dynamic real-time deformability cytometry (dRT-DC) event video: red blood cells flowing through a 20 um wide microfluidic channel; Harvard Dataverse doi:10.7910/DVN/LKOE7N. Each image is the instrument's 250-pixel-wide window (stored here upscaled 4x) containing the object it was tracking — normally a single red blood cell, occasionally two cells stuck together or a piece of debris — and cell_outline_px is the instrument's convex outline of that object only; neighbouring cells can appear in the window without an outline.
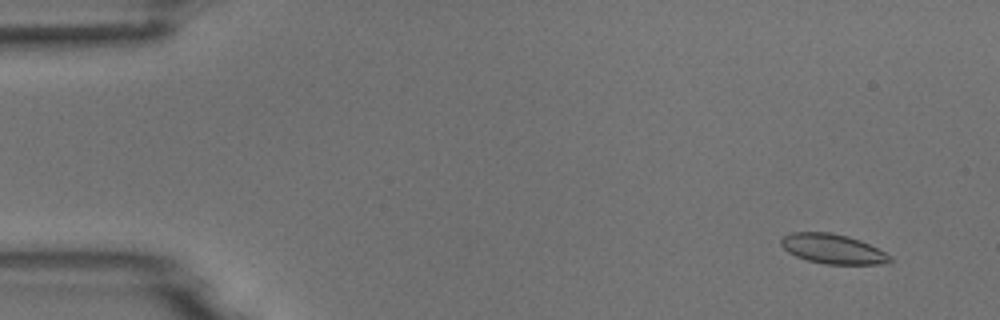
{"species": "common noctule bat (a hibernating species)", "species_latin": "Nyctalus noctula", "temperature_condition": "room temperature", "stored_images_in_passage": 6, "camera_frame_rate_fps": 3000, "um_per_image_px": 0.085, "animal": {"sex": "male", "body_mass_g": 18.8}, "frame": {"image": 1, "passage_image": 2, "time_ms": 1.0, "image_size_px": [1000, 320], "cell_outline_px": [[892, 260], [888, 264], [824, 264], [808, 260], [796, 256], [788, 252], [780, 244], [780, 240], [784, 236], [792, 232], [832, 232], [848, 236], [860, 240], [892, 256]], "centroid_in_image_um": [70.79, 21.16], "position_along_channel_um": 14.2, "area_um2": 18.84}}
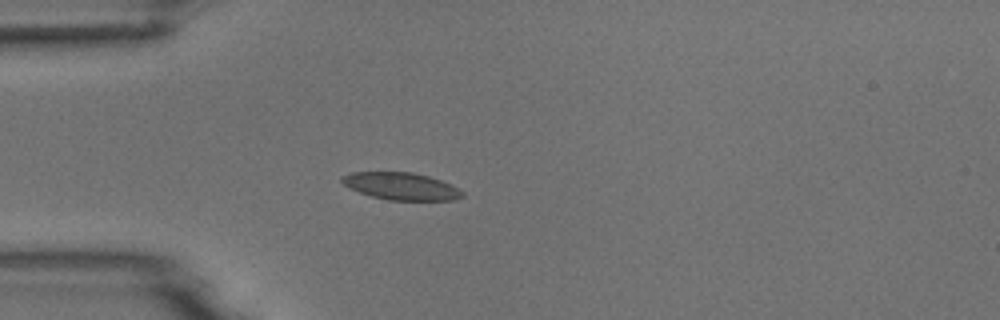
{"frame": {"image": 2, "passage_image": 5, "time_ms": 4.667, "image_size_px": [1000, 320], "cell_outline_px": [[464, 196], [452, 200], [388, 200], [372, 196], [360, 192], [344, 184], [340, 180], [340, 176], [352, 172], [412, 172], [428, 176], [440, 180], [464, 192]], "centroid_in_image_um": [34.08, 15.82], "position_along_channel_um": 50.9, "area_um2": 18.9}}